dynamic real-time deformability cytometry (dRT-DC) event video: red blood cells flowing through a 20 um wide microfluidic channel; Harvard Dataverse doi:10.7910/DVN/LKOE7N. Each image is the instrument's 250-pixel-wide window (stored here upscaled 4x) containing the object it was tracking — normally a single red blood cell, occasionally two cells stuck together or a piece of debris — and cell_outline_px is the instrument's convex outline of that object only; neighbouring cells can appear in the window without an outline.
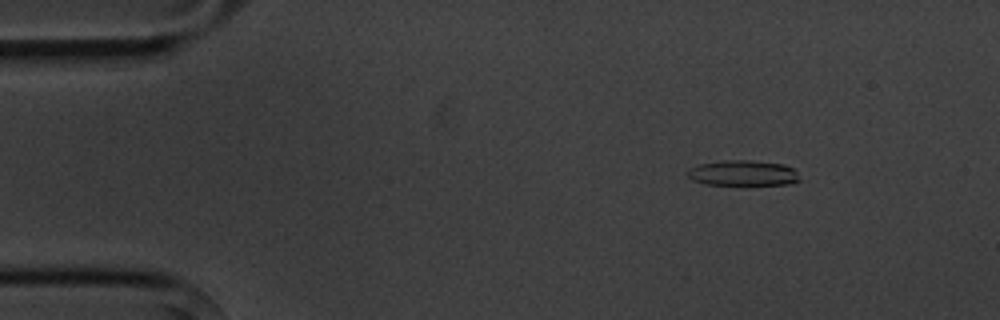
{"species": "common noctule bat (a hibernating species)", "species_latin": "Nyctalus noctula", "temperature_condition": "cold", "stored_images_in_passage": 5, "camera_frame_rate_fps": 3000, "um_per_image_px": 0.085, "animal": {"sex": "male", "body_mass_g": 20.1, "forearm_length_mm": 53.5}, "frame": {"image": 1, "passage_image": 2, "time_ms": 1.0, "image_size_px": [1000, 320], "cell_outline_px": [[800, 180], [792, 184], [704, 184], [692, 180], [684, 172], [688, 168], [700, 164], [724, 160], [752, 160], [784, 164], [792, 168], [796, 172]], "centroid_in_image_um": [63.11, 14.7], "position_along_channel_um": 21.9, "area_um2": 16.65}}